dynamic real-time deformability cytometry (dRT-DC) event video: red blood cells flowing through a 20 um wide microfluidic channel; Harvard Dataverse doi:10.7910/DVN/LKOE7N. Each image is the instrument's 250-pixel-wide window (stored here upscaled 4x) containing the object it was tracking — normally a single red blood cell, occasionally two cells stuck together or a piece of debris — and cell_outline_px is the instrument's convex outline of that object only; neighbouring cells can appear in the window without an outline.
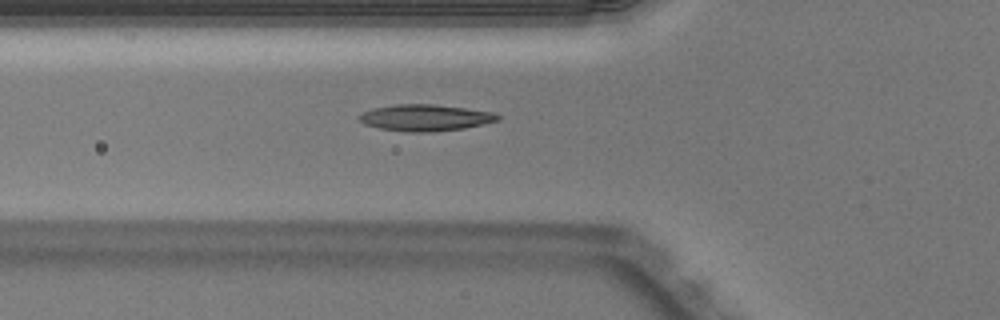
{"species": "Egyptian fruit bat (a non-hibernating species)", "species_latin": "Rousettus aegyptiacus", "temperature_condition": "warm", "stored_images_in_passage": 37, "camera_frame_rate_fps": 3000, "um_per_image_px": 0.085, "animal": {"sex": "male"}, "frame": {"image": 1, "passage_image": 4, "time_ms": 1.0, "image_size_px": [1000, 320], "cell_outline_px": [[500, 120], [464, 128], [428, 132], [408, 132], [380, 128], [364, 124], [356, 116], [372, 108], [396, 104], [432, 104], [464, 108], [492, 112], [500, 116]], "centroid_in_image_um": [36.12, 10.0], "position_along_channel_um": 89.7, "area_um2": 21.21}}
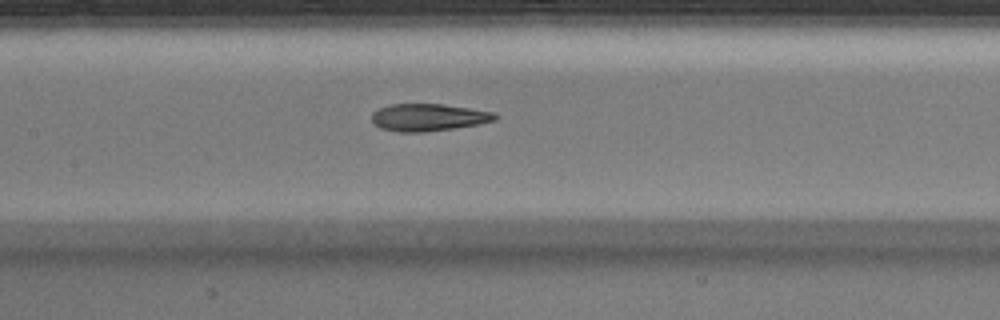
{"frame": {"image": 2, "passage_image": 10, "time_ms": 3.0, "image_size_px": [1000, 320], "cell_outline_px": [[496, 120], [476, 124], [452, 128], [424, 132], [396, 132], [380, 128], [372, 124], [372, 112], [380, 108], [392, 104], [444, 104], [496, 112]], "centroid_in_image_um": [36.37, 9.97], "position_along_channel_um": 171.0, "area_um2": 19.59}}
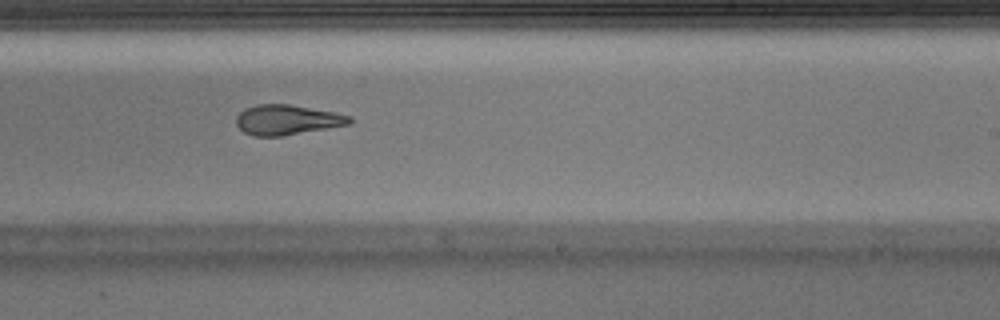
{"frame": {"image": 3, "passage_image": 17, "time_ms": 5.333, "image_size_px": [1000, 320], "cell_outline_px": [[352, 124], [280, 136], [252, 136], [244, 132], [236, 124], [236, 116], [244, 108], [256, 104], [288, 104], [332, 112], [352, 116]], "centroid_in_image_um": [24.38, 10.18], "position_along_channel_um": 264.6, "area_um2": 19.77}}